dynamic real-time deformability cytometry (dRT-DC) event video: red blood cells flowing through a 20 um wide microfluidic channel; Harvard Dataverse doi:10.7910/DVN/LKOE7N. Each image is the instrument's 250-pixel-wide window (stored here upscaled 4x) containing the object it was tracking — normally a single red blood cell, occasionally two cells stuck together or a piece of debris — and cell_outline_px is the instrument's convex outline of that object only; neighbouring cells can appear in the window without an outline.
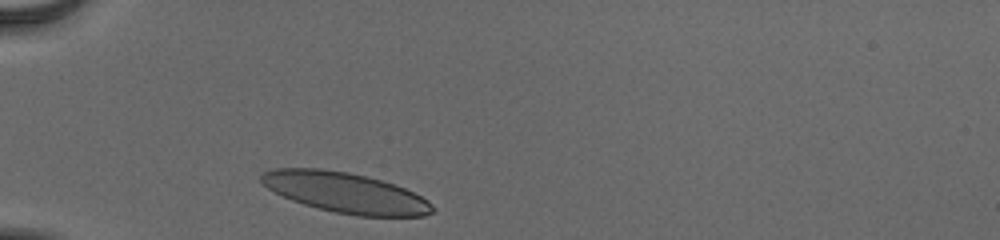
{"species": "human", "species_latin": "Homo sapiens", "temperature_condition": "cold", "stored_images_in_passage": 30, "camera_frame_rate_fps": 3000, "um_per_image_px": 0.085, "donor": {"sex": "male"}, "frame": {"image": 1, "passage_image": 1, "time_ms": 0.0, "image_size_px": [1000, 240], "cell_outline_px": [[436, 208], [432, 212], [424, 216], [356, 216], [336, 212], [304, 204], [292, 200], [268, 188], [260, 180], [260, 176], [264, 172], [276, 168], [320, 168], [348, 172], [380, 180], [404, 188], [428, 200]], "centroid_in_image_um": [29.37, 16.37], "position_along_channel_um": 55.6, "area_um2": 39.77}}
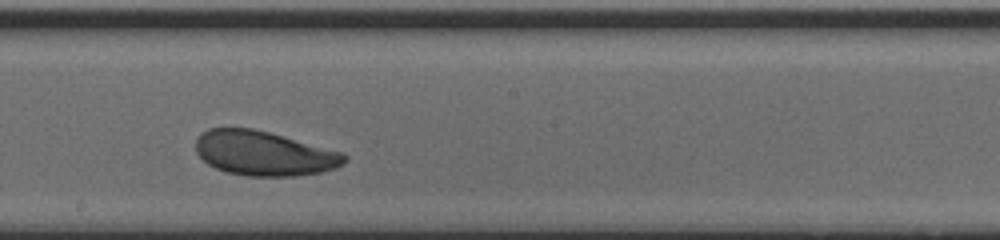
{"frame": {"image": 2, "passage_image": 16, "time_ms": 5.0, "image_size_px": [1000, 240], "cell_outline_px": [[348, 160], [336, 168], [324, 172], [296, 176], [248, 176], [224, 172], [208, 164], [196, 152], [196, 140], [208, 128], [252, 128], [268, 132], [344, 152], [348, 156]], "centroid_in_image_um": [22.48, 13.05], "position_along_channel_um": 225.7, "area_um2": 38.73}}
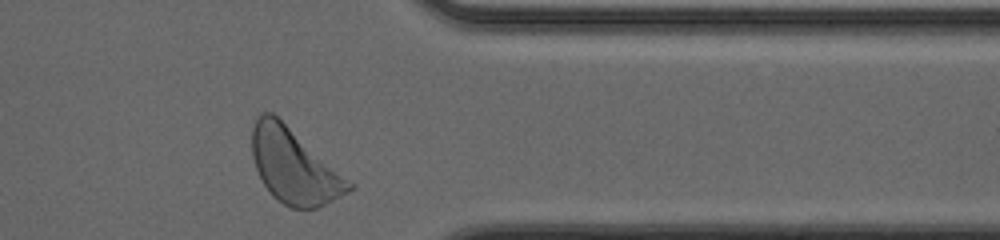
{"frame": {"image": 3, "passage_image": 29, "time_ms": 9.333, "image_size_px": [1000, 240], "cell_outline_px": [[356, 188], [316, 208], [292, 208], [284, 204], [272, 196], [264, 184], [256, 168], [252, 156], [252, 128], [256, 116], [260, 112], [272, 112], [356, 184]], "centroid_in_image_um": [25.01, 14.11], "position_along_channel_um": 386.4, "area_um2": 42.02}, "authors_computed_cell_mechanics": {"area_um2": 39.2173, "velocity_mm_per_s": 3.82, "shape_relaxation_time_tau1_ms": 2.8511, "shape_relaxation_time_tau2_ms": 6.7209, "deformation_change_tau1": 0.1362, "deformation_change_tau2": 0.1583}}